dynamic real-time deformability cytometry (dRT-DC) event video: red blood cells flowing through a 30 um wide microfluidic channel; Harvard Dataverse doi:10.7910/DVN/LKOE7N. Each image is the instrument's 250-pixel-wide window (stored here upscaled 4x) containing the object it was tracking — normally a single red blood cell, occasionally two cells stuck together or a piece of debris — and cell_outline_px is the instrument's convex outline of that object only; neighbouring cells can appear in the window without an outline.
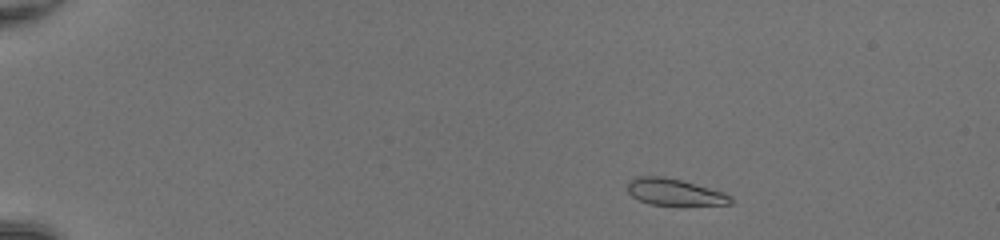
{"species": "common noctule bat (a hibernating species)", "species_latin": "Nyctalus noctula", "temperature_condition": "room temperature", "stored_images_in_passage": 46, "camera_frame_rate_fps": 3000, "um_per_image_px": 0.085, "animal": {"sex": "female", "body_mass_g": 20.0, "forearm_length_mm": 54.0}, "frame": {"image": 1, "passage_image": 4, "time_ms": 1.0, "image_size_px": [1000, 240], "cell_outline_px": [[732, 204], [652, 204], [640, 200], [632, 196], [628, 192], [628, 180], [636, 176], [664, 176], [680, 180], [724, 192], [732, 196]], "centroid_in_image_um": [57.31, 16.3], "position_along_channel_um": 27.7, "area_um2": 15.66}}
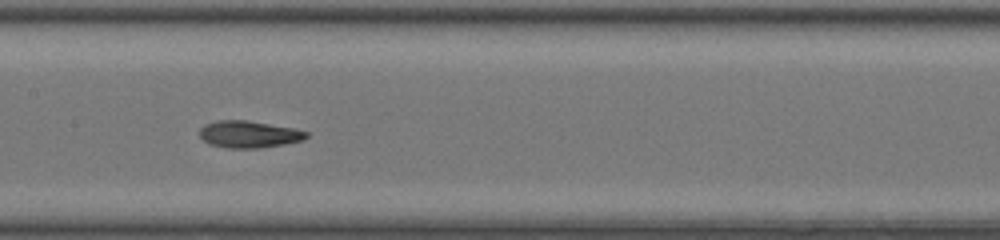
{"frame": {"image": 2, "passage_image": 23, "time_ms": 7.333, "image_size_px": [1000, 240], "cell_outline_px": [[308, 136], [304, 140], [284, 144], [260, 148], [228, 148], [208, 144], [200, 136], [200, 128], [204, 124], [216, 120], [248, 120], [292, 128], [308, 132]], "centroid_in_image_um": [21.14, 11.41], "position_along_channel_um": 186.3, "area_um2": 16.82}}
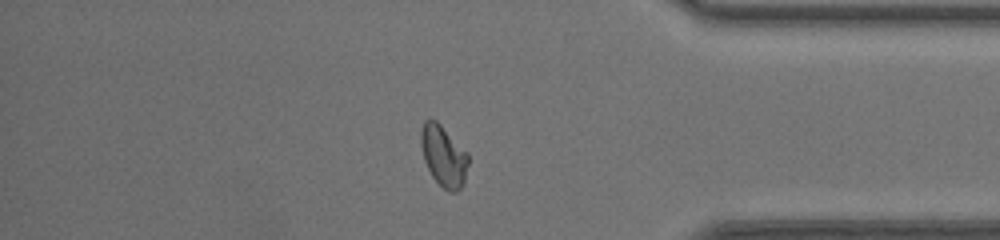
{"frame": {"image": 3, "passage_image": 39, "time_ms": 12.667, "image_size_px": [1000, 240], "cell_outline_px": [[468, 164], [464, 184], [456, 192], [448, 192], [432, 176], [424, 160], [420, 144], [420, 128], [424, 120], [436, 120], [468, 152]], "centroid_in_image_um": [37.7, 13.25], "position_along_channel_um": 397.5, "area_um2": 16.94}, "authors_computed_cell_mechanics": {"area_um2": 16.8198, "velocity_mm_per_s": 4.2717, "shape_relaxation_time_tau1_ms": 5.2527, "shape_relaxation_time_tau2_ms": 1.6579, "deformation_change_tau1": 0.1885, "deformation_change_tau2": 0.0745}}